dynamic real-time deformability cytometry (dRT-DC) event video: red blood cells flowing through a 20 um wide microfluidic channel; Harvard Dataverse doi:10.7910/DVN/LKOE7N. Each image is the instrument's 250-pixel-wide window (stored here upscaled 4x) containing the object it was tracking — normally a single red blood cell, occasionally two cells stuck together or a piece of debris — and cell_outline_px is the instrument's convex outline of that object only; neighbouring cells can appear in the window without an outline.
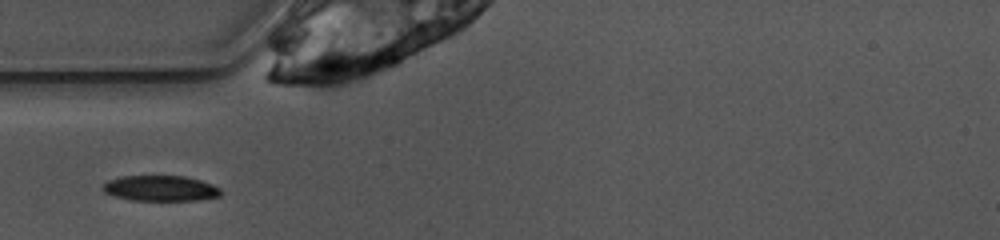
{"species": "common noctule bat (a hibernating species)", "species_latin": "Nyctalus noctula", "temperature_condition": "warm", "stored_images_in_passage": 26, "camera_frame_rate_fps": 3000, "um_per_image_px": 0.085, "animal": {"sex": "female", "body_mass_g": 10.0, "forearm_length_mm": 53.1}, "frame": {"image": 1, "passage_image": 2, "time_ms": 0.333, "image_size_px": [1000, 240], "cell_outline_px": [[224, 192], [220, 196], [200, 200], [132, 200], [116, 196], [104, 192], [100, 188], [108, 180], [120, 176], [184, 176], [200, 180], [212, 184], [220, 188]], "centroid_in_image_um": [13.67, 16.0], "position_along_channel_um": 71.3, "area_um2": 17.63}}
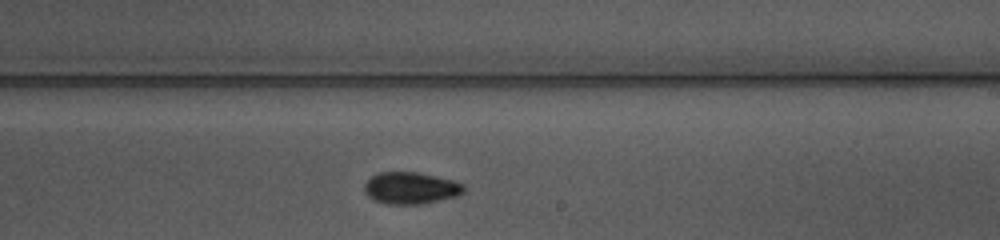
{"frame": {"image": 2, "passage_image": 16, "time_ms": 5.0, "image_size_px": [1000, 240], "cell_outline_px": [[464, 192], [460, 196], [424, 204], [388, 204], [372, 200], [364, 192], [364, 184], [372, 176], [380, 172], [416, 172], [436, 176], [452, 180], [464, 184]], "centroid_in_image_um": [34.93, 16.0], "position_along_channel_um": 254.1, "area_um2": 18.67}}
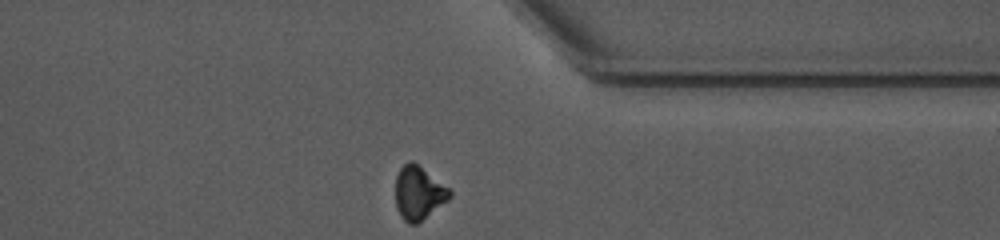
{"frame": {"image": 3, "passage_image": 26, "time_ms": 8.333, "image_size_px": [1000, 240], "cell_outline_px": [[452, 196], [448, 200], [416, 224], [408, 224], [400, 216], [396, 208], [396, 176], [400, 168], [408, 160], [412, 160], [448, 188], [452, 192]], "centroid_in_image_um": [35.56, 16.4], "position_along_channel_um": 375.8, "area_um2": 16.7}, "authors_computed_cell_mechanics": {"area_um2": 18.2648, "velocity_mm_per_s": 3.8814, "shape_relaxation_time_tau1_ms": 3.3772, "shape_relaxation_time_tau2_ms": 3.6169, "deformation_change_tau1": 0.1421, "deformation_change_tau2": 0.0737}}